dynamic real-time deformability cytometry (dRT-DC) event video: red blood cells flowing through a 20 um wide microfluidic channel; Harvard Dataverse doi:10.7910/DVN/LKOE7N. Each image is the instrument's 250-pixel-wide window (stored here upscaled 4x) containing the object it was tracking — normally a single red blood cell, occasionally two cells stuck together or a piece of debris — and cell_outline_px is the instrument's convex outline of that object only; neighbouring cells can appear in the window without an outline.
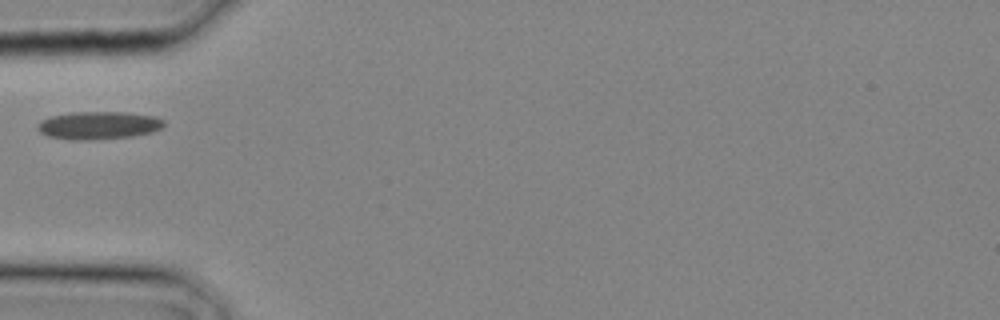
{"species": "common noctule bat (a hibernating species)", "species_latin": "Nyctalus noctula", "temperature_condition": "cold", "stored_images_in_passage": 1, "camera_frame_rate_fps": 3000, "um_per_image_px": 0.085, "animal": {"sex": "male", "body_mass_g": 20.4}, "frame": {"image": 1, "passage_image": 1, "time_ms": 0.0, "image_size_px": [1000, 320], "cell_outline_px": [[164, 124], [160, 128], [152, 132], [132, 136], [88, 140], [72, 140], [48, 136], [40, 132], [36, 128], [36, 124], [40, 120], [52, 116], [72, 112], [124, 112], [152, 116], [164, 120]], "centroid_in_image_um": [8.32, 10.65], "position_along_channel_um": 76.7, "area_um2": 20.4}}